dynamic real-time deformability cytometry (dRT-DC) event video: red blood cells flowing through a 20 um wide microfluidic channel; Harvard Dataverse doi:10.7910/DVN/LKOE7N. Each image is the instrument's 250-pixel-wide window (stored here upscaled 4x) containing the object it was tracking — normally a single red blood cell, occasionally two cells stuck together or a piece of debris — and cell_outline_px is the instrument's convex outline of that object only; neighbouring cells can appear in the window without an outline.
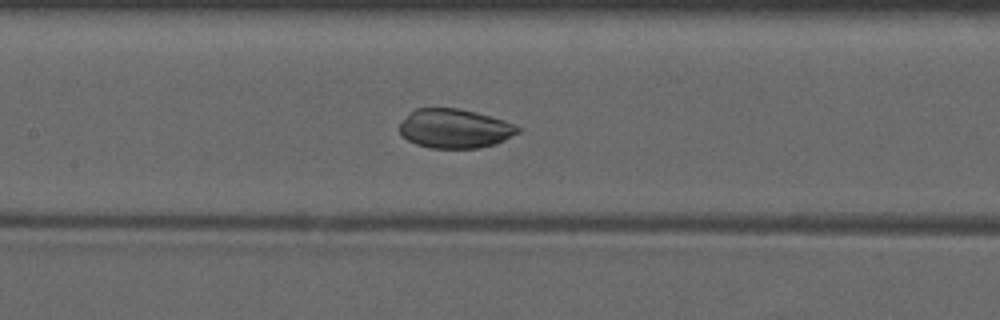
{"species": "common noctule bat (a hibernating species)", "species_latin": "Nyctalus noctula", "temperature_condition": "warm", "stored_images_in_passage": 44, "camera_frame_rate_fps": 3000, "um_per_image_px": 0.085, "animal": {"sex": "male", "forearm_length_mm": 52.5}, "frame": {"image": 1, "passage_image": 24, "time_ms": 7.667, "image_size_px": [1000, 320], "cell_outline_px": [[524, 128], [520, 132], [496, 144], [476, 148], [432, 148], [416, 144], [408, 140], [400, 132], [400, 124], [416, 108], [460, 108], [476, 112], [504, 120], [516, 124]], "centroid_in_image_um": [38.72, 10.93], "position_along_channel_um": 168.7, "area_um2": 26.99}}
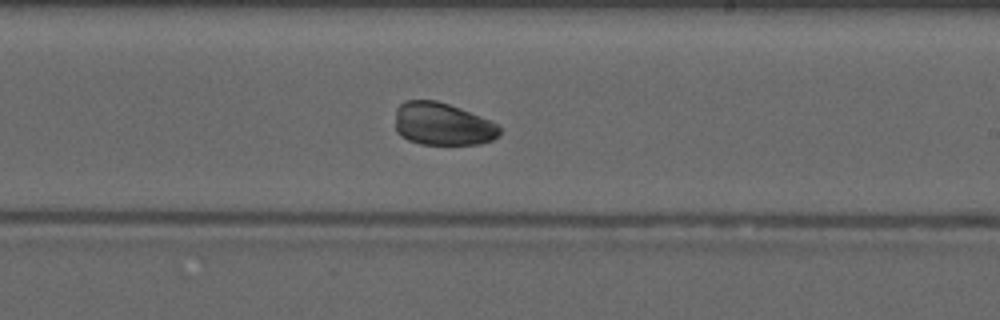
{"frame": {"image": 2, "passage_image": 30, "time_ms": 9.667, "image_size_px": [1000, 320], "cell_outline_px": [[500, 136], [492, 140], [480, 144], [420, 144], [408, 140], [400, 136], [396, 132], [396, 108], [404, 100], [436, 100], [460, 108], [500, 124]], "centroid_in_image_um": [37.62, 10.55], "position_along_channel_um": 251.4, "area_um2": 26.18}}
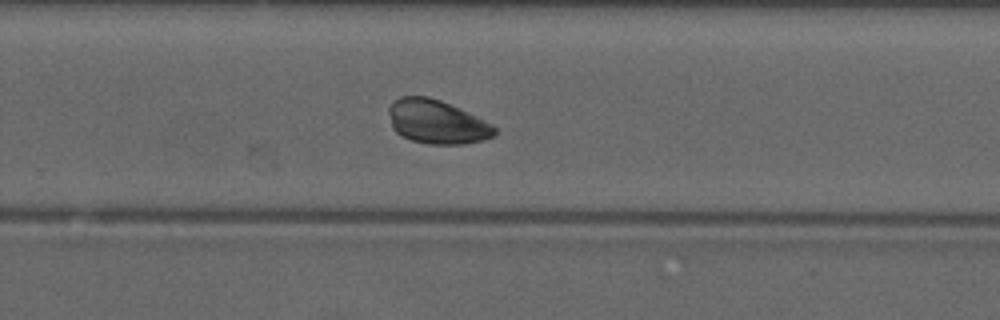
{"frame": {"image": 3, "passage_image": 33, "time_ms": 10.667, "image_size_px": [1000, 320], "cell_outline_px": [[496, 136], [484, 140], [464, 144], [428, 144], [412, 140], [396, 132], [392, 128], [388, 112], [388, 108], [400, 96], [428, 96], [440, 100], [468, 112], [492, 124], [496, 128]], "centroid_in_image_um": [37.15, 10.36], "position_along_channel_um": 292.7, "area_um2": 26.99}, "authors_computed_cell_mechanics": {"area_um2": 28.7555, "velocity_mm_per_s": 4.1425, "shape_relaxation_time_tau1_ms": 7.4942, "shape_relaxation_time_tau2_ms": null, "deformation_change_tau1": 0.2244, "deformation_change_tau2": null}}